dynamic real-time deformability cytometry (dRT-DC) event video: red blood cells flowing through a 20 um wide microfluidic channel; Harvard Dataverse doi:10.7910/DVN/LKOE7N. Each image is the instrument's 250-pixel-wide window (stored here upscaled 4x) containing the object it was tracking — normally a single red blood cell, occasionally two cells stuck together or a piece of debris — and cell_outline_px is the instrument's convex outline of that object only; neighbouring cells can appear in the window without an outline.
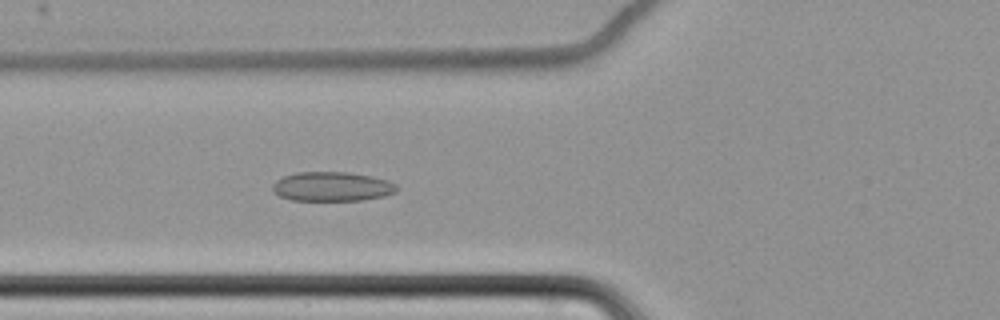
{"species": "common noctule bat (a hibernating species)", "species_latin": "Nyctalus noctula", "temperature_condition": "cold", "stored_images_in_passage": 48, "camera_frame_rate_fps": 3000, "um_per_image_px": 0.085, "animal": {"sex": "female", "body_mass_g": 22.7, "forearm_length_mm": 54.2}, "frame": {"image": 1, "passage_image": 11, "time_ms": 3.333, "image_size_px": [1000, 320], "cell_outline_px": [[400, 188], [396, 192], [384, 196], [364, 200], [292, 200], [280, 196], [272, 192], [272, 184], [276, 180], [284, 176], [296, 172], [348, 172], [372, 176], [388, 180], [396, 184]], "centroid_in_image_um": [28.24, 15.85], "position_along_channel_um": 97.6, "area_um2": 21.44}}
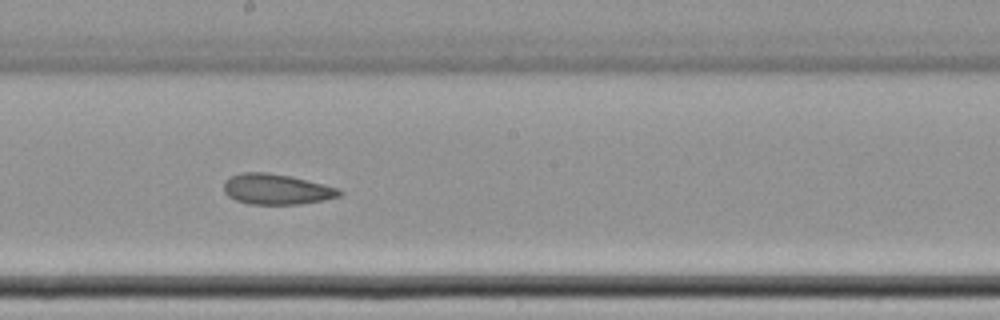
{"frame": {"image": 2, "passage_image": 22, "time_ms": 7.0, "image_size_px": [1000, 320], "cell_outline_px": [[344, 192], [340, 196], [324, 200], [300, 204], [248, 204], [236, 200], [228, 196], [224, 192], [224, 180], [240, 172], [268, 172], [292, 176], [340, 188]], "centroid_in_image_um": [23.52, 16.08], "position_along_channel_um": 224.7, "area_um2": 20.81}}
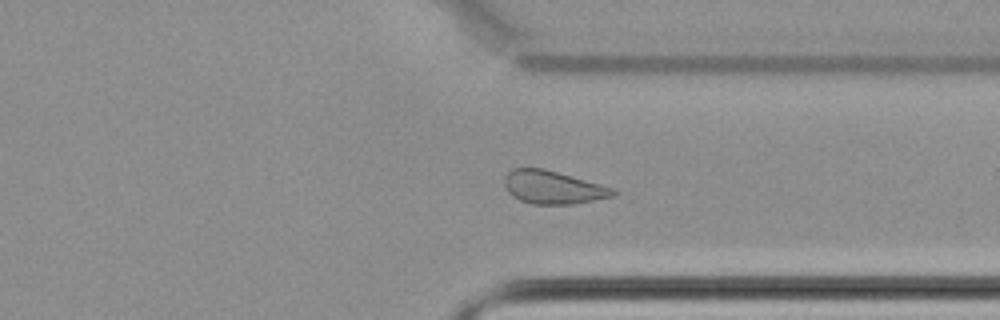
{"frame": {"image": 3, "passage_image": 34, "time_ms": 11.0, "image_size_px": [1000, 320], "cell_outline_px": [[616, 196], [576, 204], [532, 204], [520, 200], [512, 196], [508, 192], [504, 184], [504, 176], [512, 168], [544, 168], [616, 188]], "centroid_in_image_um": [47.03, 15.92], "position_along_channel_um": 364.4, "area_um2": 21.27}, "authors_computed_cell_mechanics": {"area_um2": 21.5594, "velocity_mm_per_s": 3.4684, "shape_relaxation_time_tau1_ms": null, "shape_relaxation_time_tau2_ms": 3.1129, "deformation_change_tau1": null, "deformation_change_tau2": 0.0992}}